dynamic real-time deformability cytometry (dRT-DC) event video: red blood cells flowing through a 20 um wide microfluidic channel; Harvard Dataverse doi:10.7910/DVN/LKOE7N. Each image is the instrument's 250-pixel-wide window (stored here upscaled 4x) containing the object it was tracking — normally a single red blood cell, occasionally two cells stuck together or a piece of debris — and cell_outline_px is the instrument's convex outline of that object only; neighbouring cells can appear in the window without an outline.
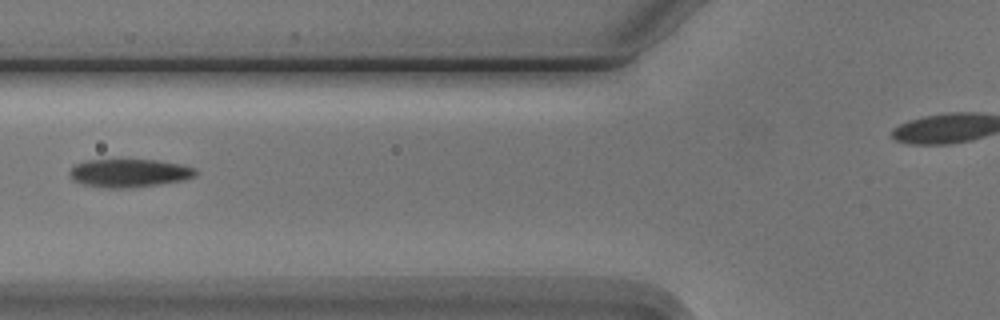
{"species": "Egyptian fruit bat (a non-hibernating species)", "species_latin": "Rousettus aegyptiacus", "temperature_condition": "cold", "stored_images_in_passage": 2, "camera_frame_rate_fps": 3000, "um_per_image_px": 0.085, "animal": {"sex": "male"}, "frame": {"image": 1, "passage_image": 2, "time_ms": 1.0, "image_size_px": [1000, 320], "cell_outline_px": [[196, 176], [184, 180], [160, 184], [128, 188], [104, 188], [84, 184], [72, 180], [68, 172], [76, 164], [88, 160], [156, 160], [184, 164], [196, 168]], "centroid_in_image_um": [11.01, 14.71], "position_along_channel_um": 114.8, "area_um2": 20.81}}